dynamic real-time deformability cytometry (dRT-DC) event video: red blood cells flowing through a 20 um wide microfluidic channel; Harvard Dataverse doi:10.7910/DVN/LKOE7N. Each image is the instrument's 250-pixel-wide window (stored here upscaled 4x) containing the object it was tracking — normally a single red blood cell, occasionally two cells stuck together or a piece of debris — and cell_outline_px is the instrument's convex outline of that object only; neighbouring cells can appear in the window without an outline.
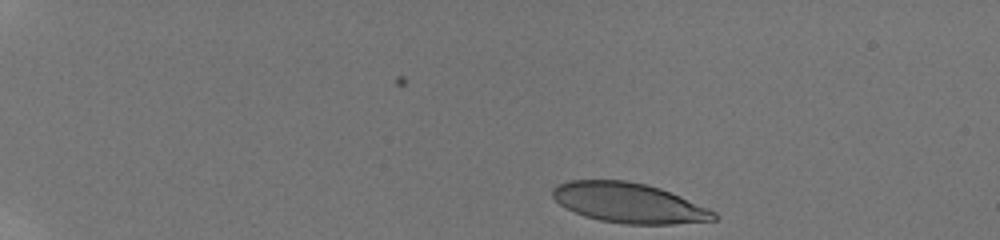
{"species": "human", "species_latin": "Homo sapiens", "temperature_condition": "room temperature", "stored_images_in_passage": 10, "camera_frame_rate_fps": 3000, "um_per_image_px": 0.085, "donor": {"sex": "male"}, "frame": {"image": 1, "passage_image": 1, "time_ms": 0.0, "image_size_px": [1000, 240], "cell_outline_px": [[720, 216], [716, 220], [672, 224], [624, 224], [600, 220], [584, 216], [560, 204], [552, 196], [552, 188], [556, 184], [568, 180], [624, 180], [648, 184], [660, 188], [680, 196], [708, 208], [716, 212]], "centroid_in_image_um": [53.46, 17.24], "position_along_channel_um": 31.5, "area_um2": 37.63}}
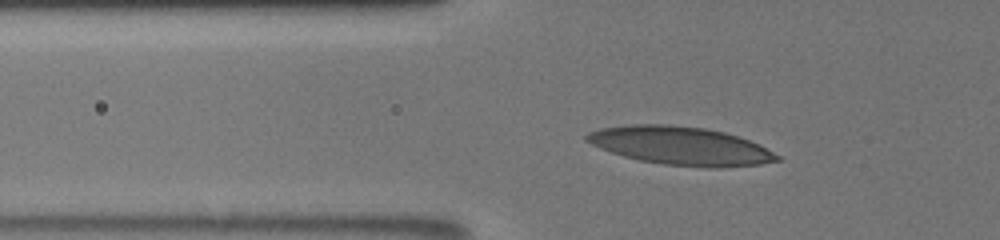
{"frame": {"image": 2, "passage_image": 8, "time_ms": 3.667, "image_size_px": [1000, 240], "cell_outline_px": [[780, 160], [760, 164], [716, 168], [708, 168], [664, 164], [640, 160], [624, 156], [600, 148], [584, 140], [584, 136], [588, 132], [600, 128], [628, 124], [668, 124], [704, 128], [724, 132], [760, 144], [780, 156]], "centroid_in_image_um": [57.83, 12.39], "position_along_channel_um": 68.0, "area_um2": 42.43}}